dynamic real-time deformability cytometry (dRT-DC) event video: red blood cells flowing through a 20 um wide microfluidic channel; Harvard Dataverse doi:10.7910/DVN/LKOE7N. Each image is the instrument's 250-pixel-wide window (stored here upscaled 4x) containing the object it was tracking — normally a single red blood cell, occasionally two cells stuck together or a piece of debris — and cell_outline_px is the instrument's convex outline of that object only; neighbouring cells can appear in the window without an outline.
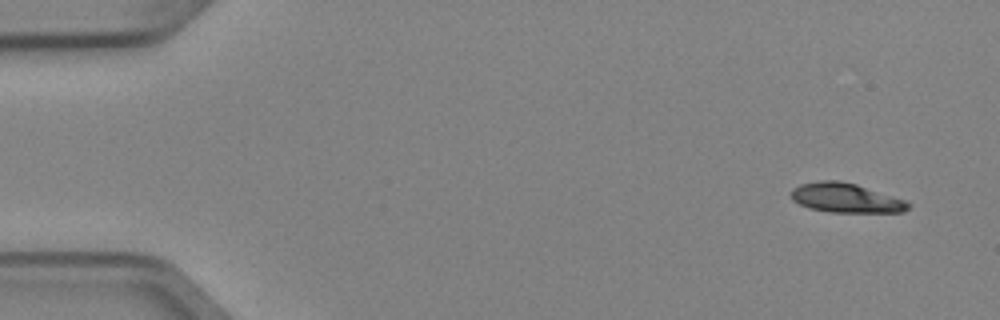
{"species": "Egyptian fruit bat (a non-hibernating species)", "species_latin": "Rousettus aegyptiacus", "temperature_condition": "cold", "stored_images_in_passage": 4, "camera_frame_rate_fps": 3000, "um_per_image_px": 0.085, "animal": {"sex": "female"}, "frame": {"image": 1, "passage_image": 1, "time_ms": 0.0, "image_size_px": [1000, 320], "cell_outline_px": [[912, 204], [904, 212], [828, 212], [808, 208], [792, 200], [792, 188], [800, 184], [816, 180], [836, 180], [856, 184], [908, 200]], "centroid_in_image_um": [71.92, 16.82], "position_along_channel_um": 13.1, "area_um2": 20.29}}
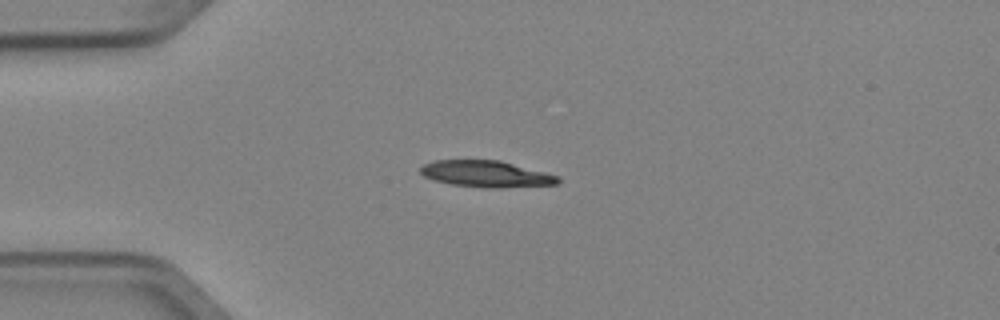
{"frame": {"image": 2, "passage_image": 4, "time_ms": 1.0, "image_size_px": [1000, 320], "cell_outline_px": [[560, 180], [556, 184], [500, 188], [492, 188], [452, 184], [436, 180], [424, 176], [420, 172], [420, 168], [424, 164], [436, 160], [500, 160], [560, 176]], "centroid_in_image_um": [41.35, 14.78], "position_along_channel_um": 43.7, "area_um2": 20.98}}